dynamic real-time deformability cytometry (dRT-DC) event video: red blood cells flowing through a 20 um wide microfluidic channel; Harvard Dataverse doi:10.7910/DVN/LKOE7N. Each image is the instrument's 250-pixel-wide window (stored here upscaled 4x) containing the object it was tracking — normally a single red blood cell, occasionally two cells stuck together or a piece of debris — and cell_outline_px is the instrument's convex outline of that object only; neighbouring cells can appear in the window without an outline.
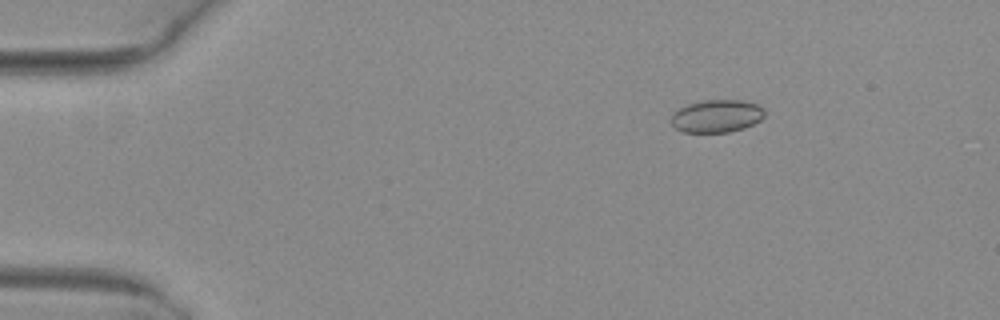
{"species": "common noctule bat (a hibernating species)", "species_latin": "Nyctalus noctula", "temperature_condition": "warm", "stored_images_in_passage": 2, "camera_frame_rate_fps": 3000, "um_per_image_px": 0.085, "animal": {"sex": "female", "body_mass_g": 29.2, "forearm_length_mm": 56.3}, "frame": {"image": 1, "passage_image": 2, "time_ms": 0.333, "image_size_px": [1000, 320], "cell_outline_px": [[764, 116], [760, 120], [744, 128], [728, 132], [684, 132], [676, 128], [672, 124], [672, 112], [688, 104], [704, 100], [744, 100], [760, 104], [764, 108]], "centroid_in_image_um": [60.95, 9.85], "position_along_channel_um": 24.1, "area_um2": 17.86}}